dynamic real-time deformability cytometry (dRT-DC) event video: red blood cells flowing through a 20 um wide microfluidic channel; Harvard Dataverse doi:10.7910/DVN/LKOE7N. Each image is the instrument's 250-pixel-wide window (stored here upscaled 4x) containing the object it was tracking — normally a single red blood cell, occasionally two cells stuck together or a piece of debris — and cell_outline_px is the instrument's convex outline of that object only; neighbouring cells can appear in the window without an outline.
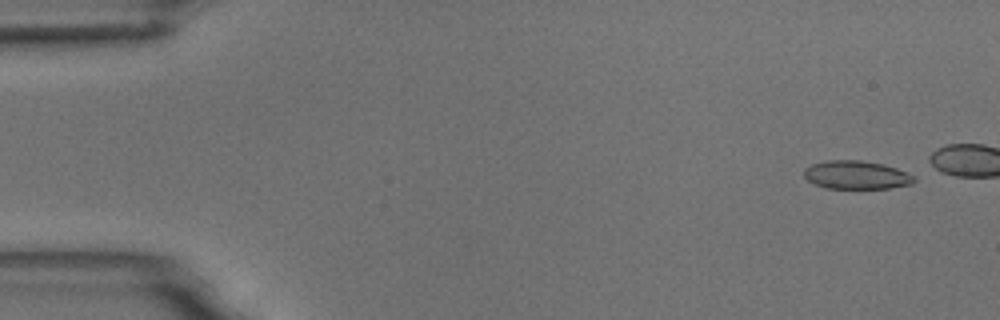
{"species": "common noctule bat (a hibernating species)", "species_latin": "Nyctalus noctula", "temperature_condition": "room temperature", "stored_images_in_passage": 4, "camera_frame_rate_fps": 3000, "um_per_image_px": 0.085, "animal": {"sex": "male", "body_mass_g": 18.8}, "frame": {"image": 1, "passage_image": 1, "time_ms": 0.0, "image_size_px": [1000, 320], "cell_outline_px": [[916, 180], [912, 184], [888, 188], [828, 188], [816, 184], [808, 180], [804, 176], [804, 168], [812, 164], [828, 160], [860, 160], [884, 164], [896, 168], [916, 176]], "centroid_in_image_um": [72.82, 14.86], "position_along_channel_um": 12.2, "area_um2": 18.15}}